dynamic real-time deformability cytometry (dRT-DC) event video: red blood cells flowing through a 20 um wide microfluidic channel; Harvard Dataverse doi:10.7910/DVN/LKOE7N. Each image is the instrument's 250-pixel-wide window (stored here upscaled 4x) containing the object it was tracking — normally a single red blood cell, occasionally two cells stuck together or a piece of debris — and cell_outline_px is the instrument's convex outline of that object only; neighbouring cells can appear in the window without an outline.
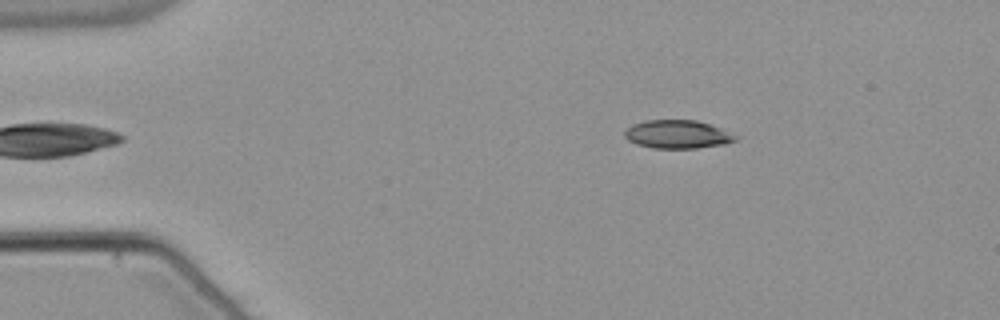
{"species": "common noctule bat (a hibernating species)", "species_latin": "Nyctalus noctula", "temperature_condition": "warm", "stored_images_in_passage": 46, "camera_frame_rate_fps": 3000, "um_per_image_px": 0.085, "animal": {"sex": "male", "body_mass_g": 21.5, "forearm_length_mm": 52.0}, "frame": {"image": 1, "passage_image": 1, "time_ms": 0.0, "image_size_px": [1000, 320], "cell_outline_px": [[740, 136], [736, 140], [724, 144], [696, 148], [652, 148], [636, 144], [628, 140], [624, 136], [624, 132], [632, 124], [644, 120], [696, 120], [720, 128]], "centroid_in_image_um": [57.58, 11.41], "position_along_channel_um": 27.4, "area_um2": 18.32}}
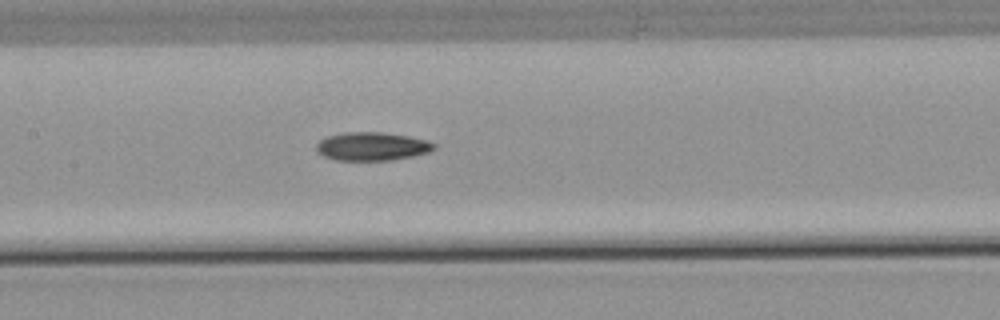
{"frame": {"image": 2, "passage_image": 18, "time_ms": 5.667, "image_size_px": [1000, 320], "cell_outline_px": [[436, 148], [428, 152], [412, 156], [392, 160], [336, 160], [324, 156], [316, 152], [316, 144], [320, 140], [328, 136], [344, 132], [380, 132], [408, 136], [428, 140], [436, 144]], "centroid_in_image_um": [31.62, 12.44], "position_along_channel_um": 175.8, "area_um2": 19.48}}
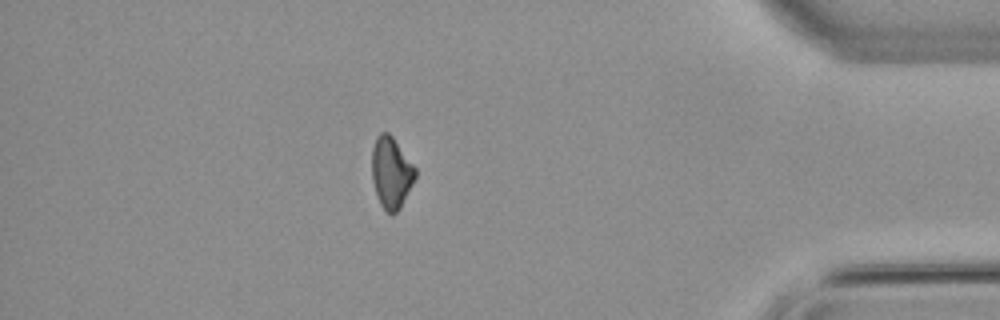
{"frame": {"image": 3, "passage_image": 39, "time_ms": 12.667, "image_size_px": [1000, 320], "cell_outline_px": [[416, 176], [400, 208], [392, 216], [380, 204], [372, 180], [372, 148], [376, 136], [380, 132], [388, 132], [392, 136], [416, 168]], "centroid_in_image_um": [33.24, 14.65], "position_along_channel_um": 402.0, "area_um2": 17.92}, "authors_computed_cell_mechanics": {"area_um2": 18.8717, "velocity_mm_per_s": 3.8064, "shape_relaxation_time_tau1_ms": 11.3939, "shape_relaxation_time_tau2_ms": null, "deformation_change_tau1": 0.2264, "deformation_change_tau2": null}}